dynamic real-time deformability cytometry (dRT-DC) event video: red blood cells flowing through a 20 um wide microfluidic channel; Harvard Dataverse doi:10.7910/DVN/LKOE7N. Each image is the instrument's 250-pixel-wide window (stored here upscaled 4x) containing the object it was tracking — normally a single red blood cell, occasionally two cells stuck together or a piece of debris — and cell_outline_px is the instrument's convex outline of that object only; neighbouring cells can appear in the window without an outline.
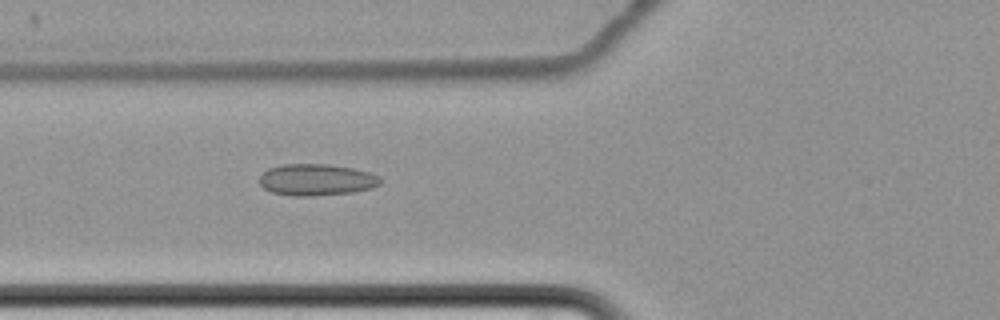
{"species": "common noctule bat (a hibernating species)", "species_latin": "Nyctalus noctula", "temperature_condition": "cold", "stored_images_in_passage": 7, "camera_frame_rate_fps": 3000, "um_per_image_px": 0.085, "animal": {"sex": "female", "body_mass_g": 22.7, "forearm_length_mm": 54.2}, "frame": {"image": 1, "passage_image": 7, "time_ms": 8.0, "image_size_px": [1000, 320], "cell_outline_px": [[380, 184], [372, 188], [352, 192], [312, 196], [292, 196], [272, 192], [264, 188], [260, 184], [260, 176], [268, 168], [284, 164], [328, 164], [352, 168], [368, 172], [380, 176]], "centroid_in_image_um": [26.89, 15.28], "position_along_channel_um": 98.9, "area_um2": 22.2}}